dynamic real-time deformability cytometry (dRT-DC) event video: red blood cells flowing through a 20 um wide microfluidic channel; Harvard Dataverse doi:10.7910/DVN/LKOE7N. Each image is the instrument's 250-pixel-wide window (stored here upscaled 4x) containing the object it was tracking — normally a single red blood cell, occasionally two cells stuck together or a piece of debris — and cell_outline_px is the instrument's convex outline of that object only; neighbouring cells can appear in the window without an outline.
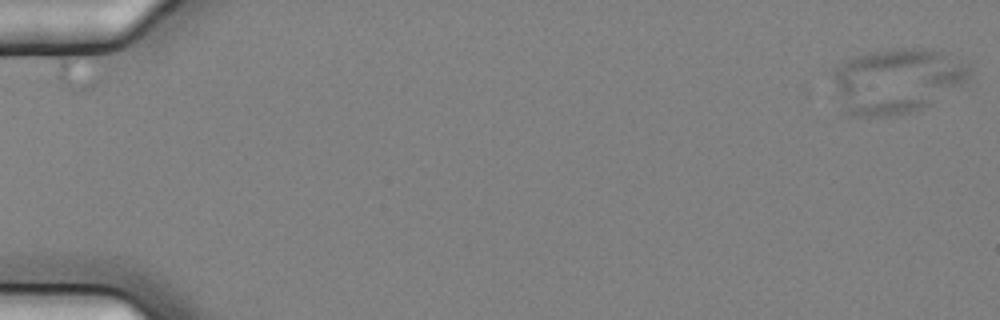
{"species": "common noctule bat (a hibernating species)", "species_latin": "Nyctalus noctula", "temperature_condition": "cold", "stored_images_in_passage": 7, "camera_frame_rate_fps": 3000, "um_per_image_px": 0.085, "animal": {"sex": "female", "body_mass_g": 25.1}, "frame": {"image": 1, "passage_image": 1, "time_ms": 0.0, "image_size_px": [1000, 320], "cell_outline_px": [[972, 76], [968, 84], [920, 108], [896, 116], [848, 116], [844, 112], [832, 76], [832, 68], [840, 60], [852, 56], [868, 52], [892, 48], [924, 48], [940, 52], [968, 64], [972, 68]], "centroid_in_image_um": [76.22, 6.84], "position_along_channel_um": 8.8, "area_um2": 52.54}}
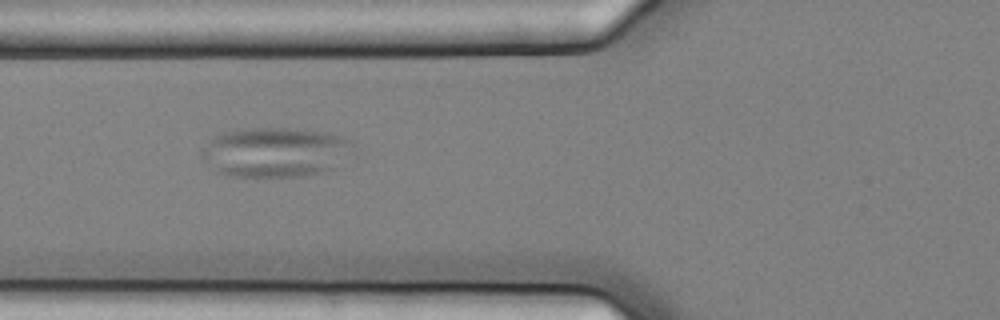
{"frame": {"image": 2, "passage_image": 7, "time_ms": 2.0, "image_size_px": [1000, 320], "cell_outline_px": [[356, 152], [336, 168], [328, 172], [304, 176], [232, 176], [216, 172], [200, 156], [200, 152], [216, 136], [224, 132], [240, 128], [292, 128], [328, 132], [340, 136], [356, 144]], "centroid_in_image_um": [23.5, 12.94], "position_along_channel_um": 102.3, "area_um2": 44.62}}